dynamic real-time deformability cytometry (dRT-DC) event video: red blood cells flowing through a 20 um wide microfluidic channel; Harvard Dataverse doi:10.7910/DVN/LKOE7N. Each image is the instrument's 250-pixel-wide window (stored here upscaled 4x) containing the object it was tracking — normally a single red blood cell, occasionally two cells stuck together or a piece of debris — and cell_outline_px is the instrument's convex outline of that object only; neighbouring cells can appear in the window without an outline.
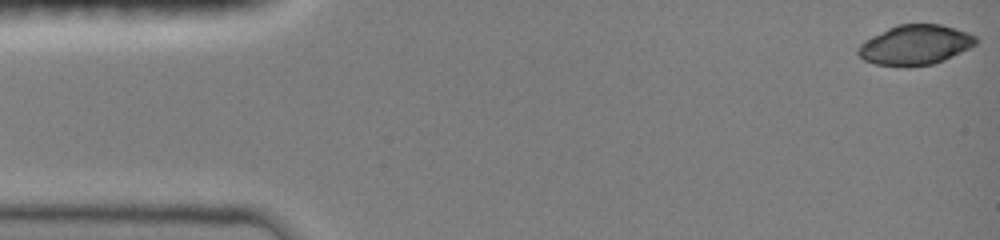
{"species": "common noctule bat (a hibernating species)", "species_latin": "Nyctalus noctula", "temperature_condition": "room temperature", "stored_images_in_passage": 46, "camera_frame_rate_fps": 3000, "um_per_image_px": 0.085, "animal": {"sex": "female", "body_mass_g": 19.0, "forearm_length_mm": 51.5}, "frame": {"image": 1, "passage_image": 1, "time_ms": 0.0, "image_size_px": [1000, 240], "cell_outline_px": [[976, 44], [944, 60], [932, 64], [908, 68], [876, 64], [864, 60], [856, 52], [856, 48], [864, 40], [896, 24], [940, 24], [956, 28], [968, 32], [976, 36]], "centroid_in_image_um": [77.76, 3.82], "position_along_channel_um": 7.2, "area_um2": 27.57}}
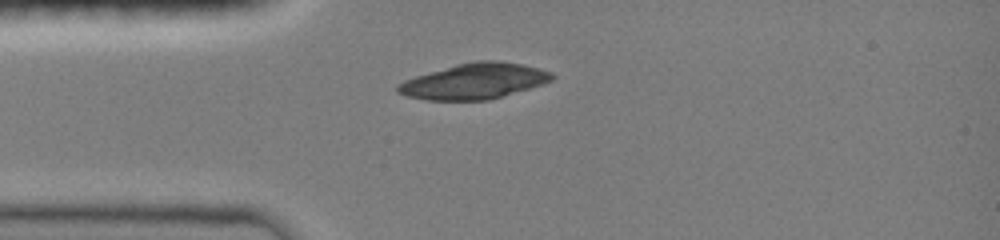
{"frame": {"image": 2, "passage_image": 12, "time_ms": 3.667, "image_size_px": [1000, 240], "cell_outline_px": [[556, 76], [552, 80], [528, 88], [488, 100], [428, 100], [408, 96], [396, 92], [396, 84], [404, 80], [416, 76], [456, 64], [476, 60], [496, 60], [520, 64], [552, 72]], "centroid_in_image_um": [40.27, 6.9], "position_along_channel_um": 44.7, "area_um2": 31.67}}
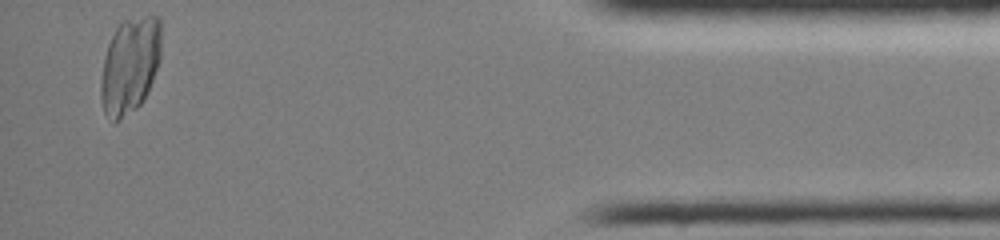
{"frame": {"image": 3, "passage_image": 45, "time_ms": 14.667, "image_size_px": [1000, 240], "cell_outline_px": [[160, 60], [148, 92], [140, 104], [136, 108], [116, 124], [112, 124], [104, 112], [100, 96], [100, 80], [104, 56], [108, 44], [116, 28], [124, 20], [144, 16], [156, 16], [160, 20]], "centroid_in_image_um": [11.02, 5.61], "position_along_channel_um": 424.2, "area_um2": 34.1}}